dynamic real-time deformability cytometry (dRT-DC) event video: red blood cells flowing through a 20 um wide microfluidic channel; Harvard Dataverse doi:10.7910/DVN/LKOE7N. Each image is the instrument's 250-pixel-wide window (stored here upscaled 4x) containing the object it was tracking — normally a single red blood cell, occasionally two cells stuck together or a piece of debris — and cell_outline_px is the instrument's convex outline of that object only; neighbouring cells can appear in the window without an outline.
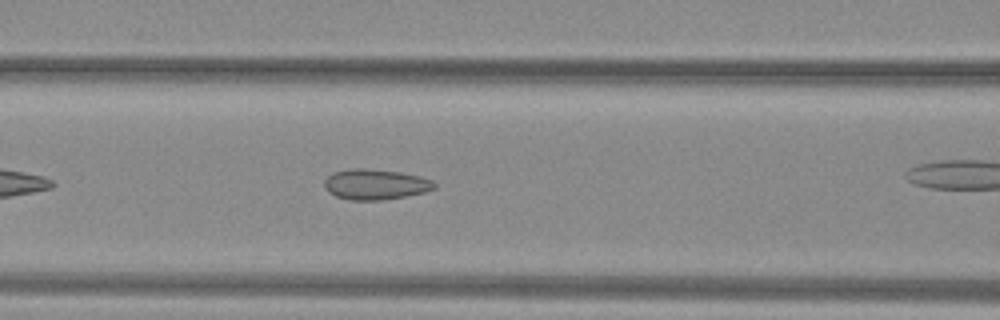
{"species": "common noctule bat (a hibernating species)", "species_latin": "Nyctalus noctula", "temperature_condition": "warm", "stored_images_in_passage": 28, "camera_frame_rate_fps": 3000, "um_per_image_px": 0.085, "animal": {"sex": "female", "body_mass_g": 29.2, "forearm_length_mm": 56.3}, "frame": {"image": 1, "passage_image": 9, "time_ms": 2.667, "image_size_px": [1000, 320], "cell_outline_px": [[436, 188], [424, 192], [404, 196], [380, 200], [348, 200], [336, 196], [328, 192], [324, 188], [324, 180], [332, 172], [348, 168], [364, 168], [400, 172], [420, 176], [432, 180], [436, 184]], "centroid_in_image_um": [31.87, 15.66], "position_along_channel_um": 134.7, "area_um2": 19.65}}
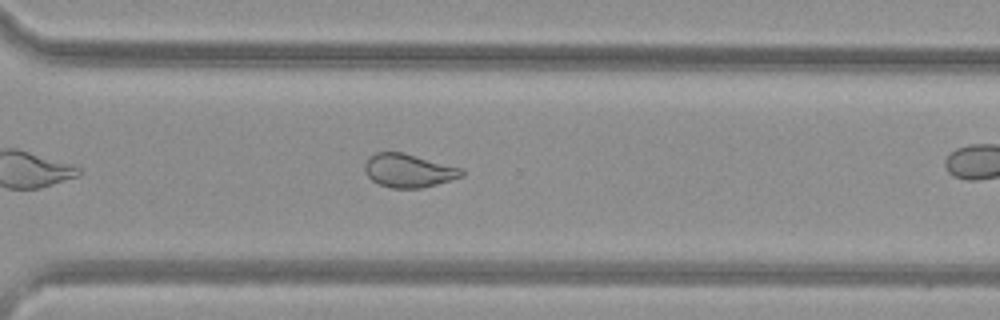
{"frame": {"image": 2, "passage_image": 24, "time_ms": 7.667, "image_size_px": [1000, 320], "cell_outline_px": [[464, 176], [452, 180], [420, 188], [392, 188], [380, 184], [372, 180], [368, 176], [364, 168], [364, 164], [368, 156], [376, 152], [400, 152], [464, 168]], "centroid_in_image_um": [34.74, 14.5], "position_along_channel_um": 335.9, "area_um2": 18.9}}